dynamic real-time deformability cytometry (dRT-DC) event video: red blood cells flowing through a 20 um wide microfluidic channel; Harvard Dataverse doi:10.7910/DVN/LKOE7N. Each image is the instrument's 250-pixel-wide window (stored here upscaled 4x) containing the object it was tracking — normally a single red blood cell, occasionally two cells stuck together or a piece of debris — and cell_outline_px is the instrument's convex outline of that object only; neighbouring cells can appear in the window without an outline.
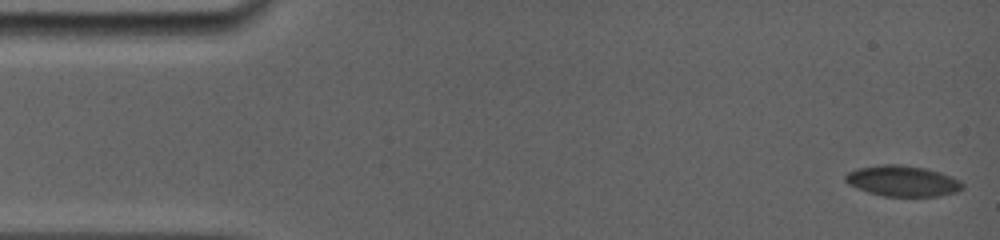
{"species": "common noctule bat (a hibernating species)", "species_latin": "Nyctalus noctula", "temperature_condition": "room temperature", "stored_images_in_passage": 35, "camera_frame_rate_fps": 5000, "um_per_image_px": 0.085, "animal": {"sex": "female", "body_mass_g": 19.0, "forearm_length_mm": 56.7}, "frame": {"image": 1, "passage_image": 1, "time_ms": 0.0, "image_size_px": [1000, 240], "cell_outline_px": [[964, 188], [956, 192], [936, 196], [884, 196], [868, 192], [856, 188], [848, 184], [844, 180], [844, 176], [848, 172], [856, 168], [884, 164], [900, 164], [924, 168], [940, 172], [960, 180], [964, 184]], "centroid_in_image_um": [76.7, 15.38], "position_along_channel_um": 8.3, "area_um2": 21.04}}
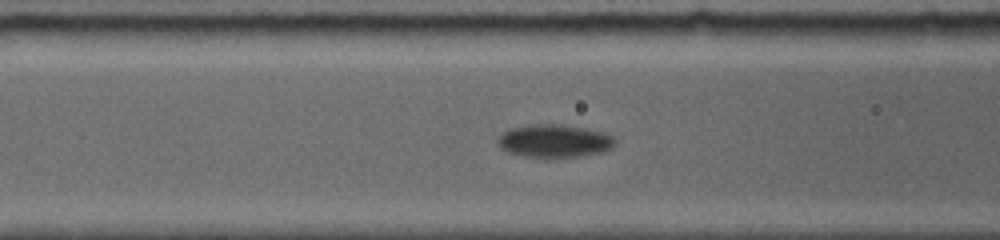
{"frame": {"image": 2, "passage_image": 16, "time_ms": 6.4, "image_size_px": [1000, 240], "cell_outline_px": [[616, 144], [612, 148], [600, 152], [576, 156], [524, 156], [504, 152], [500, 148], [496, 140], [496, 136], [508, 128], [536, 124], [556, 124], [584, 128], [604, 132], [612, 136], [616, 140]], "centroid_in_image_um": [47.05, 11.96], "position_along_channel_um": 119.5, "area_um2": 22.43}}
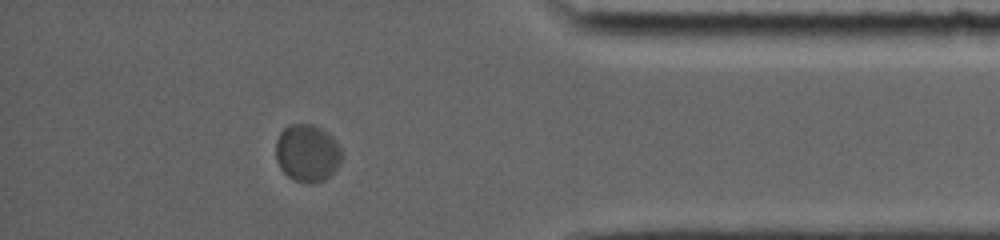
{"frame": {"image": 3, "passage_image": 30, "time_ms": 14.8, "image_size_px": [1000, 240], "cell_outline_px": [[344, 156], [340, 164], [324, 180], [312, 184], [308, 184], [296, 180], [288, 176], [280, 168], [276, 160], [276, 140], [280, 132], [288, 124], [312, 124], [328, 132], [340, 144]], "centroid_in_image_um": [26.14, 13.0], "position_along_channel_um": 409.1, "area_um2": 22.43}, "authors_computed_cell_mechanics": {"area_um2": 21.675, "velocity_mm_per_s": 3.6399, "shape_relaxation_time_tau1_ms": 1.5723, "shape_relaxation_time_tau2_ms": null, "deformation_change_tau1": 0.0484, "deformation_change_tau2": null}}